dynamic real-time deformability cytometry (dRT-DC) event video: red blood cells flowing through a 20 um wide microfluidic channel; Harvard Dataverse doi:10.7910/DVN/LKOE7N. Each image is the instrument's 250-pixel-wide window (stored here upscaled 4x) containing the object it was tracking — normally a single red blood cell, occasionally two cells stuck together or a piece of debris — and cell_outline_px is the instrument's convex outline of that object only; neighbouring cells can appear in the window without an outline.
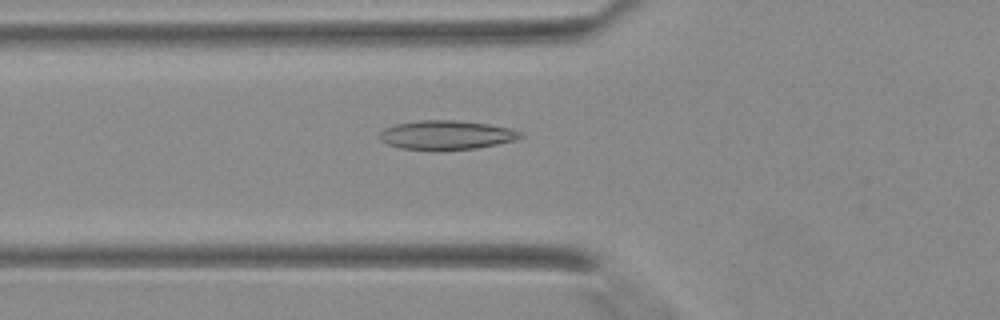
{"species": "Egyptian fruit bat (a non-hibernating species)", "species_latin": "Rousettus aegyptiacus", "temperature_condition": "warm", "stored_images_in_passage": 42, "camera_frame_rate_fps": 3000, "um_per_image_px": 0.085, "animal": {"sex": "female"}, "frame": {"image": 1, "passage_image": 16, "time_ms": 5.0, "image_size_px": [1000, 320], "cell_outline_px": [[524, 136], [516, 140], [476, 148], [400, 148], [388, 144], [380, 140], [380, 132], [384, 128], [396, 124], [420, 120], [456, 120], [488, 124], [508, 128], [520, 132]], "centroid_in_image_um": [37.94, 11.44], "position_along_channel_um": 87.9, "area_um2": 23.12}}
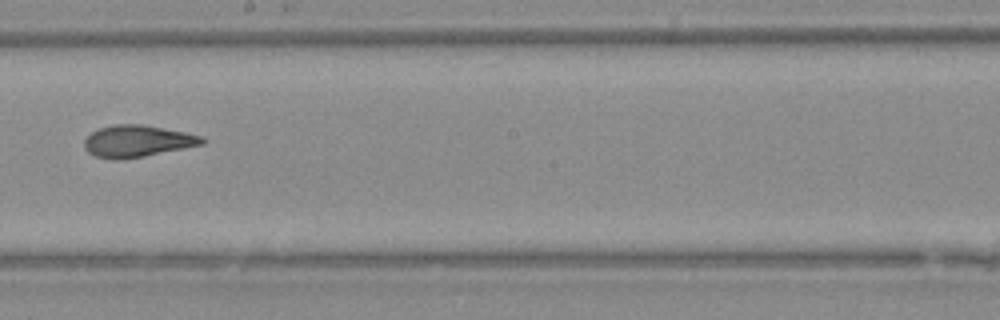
{"frame": {"image": 2, "passage_image": 25, "time_ms": 8.0, "image_size_px": [1000, 320], "cell_outline_px": [[208, 140], [204, 144], [144, 156], [120, 160], [112, 160], [96, 156], [88, 152], [84, 148], [84, 140], [92, 132], [100, 128], [116, 124], [140, 124], [184, 132], [200, 136]], "centroid_in_image_um": [11.66, 12.01], "position_along_channel_um": 236.5, "area_um2": 21.68}}
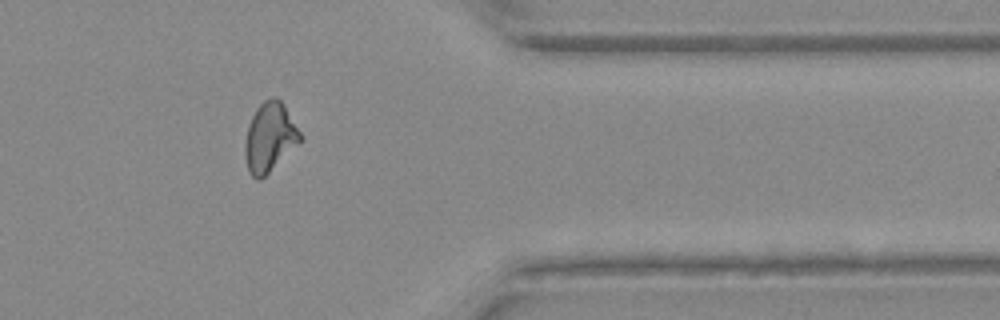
{"frame": {"image": 3, "passage_image": 35, "time_ms": 11.333, "image_size_px": [1000, 320], "cell_outline_px": [[304, 136], [260, 180], [256, 180], [248, 172], [244, 156], [244, 144], [248, 128], [252, 116], [256, 108], [264, 100], [272, 96], [276, 96], [284, 104]], "centroid_in_image_um": [22.91, 11.64], "position_along_channel_um": 388.5, "area_um2": 22.08}}